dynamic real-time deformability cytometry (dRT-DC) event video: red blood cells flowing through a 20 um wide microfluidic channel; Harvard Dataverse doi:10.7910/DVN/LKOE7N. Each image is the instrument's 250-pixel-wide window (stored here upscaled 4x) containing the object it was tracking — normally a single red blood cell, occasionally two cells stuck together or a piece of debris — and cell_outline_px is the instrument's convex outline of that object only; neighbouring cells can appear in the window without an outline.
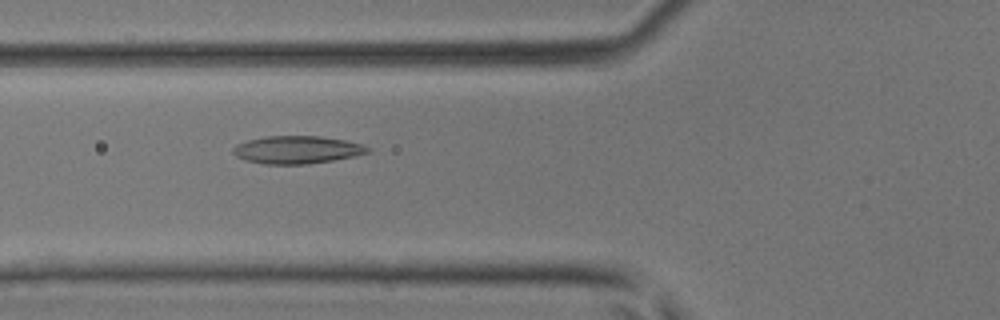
{"species": "common noctule bat (a hibernating species)", "species_latin": "Nyctalus noctula", "temperature_condition": "room temperature", "stored_images_in_passage": 47, "camera_frame_rate_fps": 3000, "um_per_image_px": 0.085, "animal": {"sex": "male", "body_mass_g": 17.9, "forearm_length_mm": 54.2}, "frame": {"image": 1, "passage_image": 18, "time_ms": 5.667, "image_size_px": [1000, 320], "cell_outline_px": [[372, 152], [332, 160], [304, 164], [264, 164], [244, 160], [236, 156], [232, 152], [232, 148], [236, 144], [248, 140], [264, 136], [320, 136], [344, 140], [360, 144], [372, 148]], "centroid_in_image_um": [25.22, 12.72], "position_along_channel_um": 100.6, "area_um2": 21.73}}
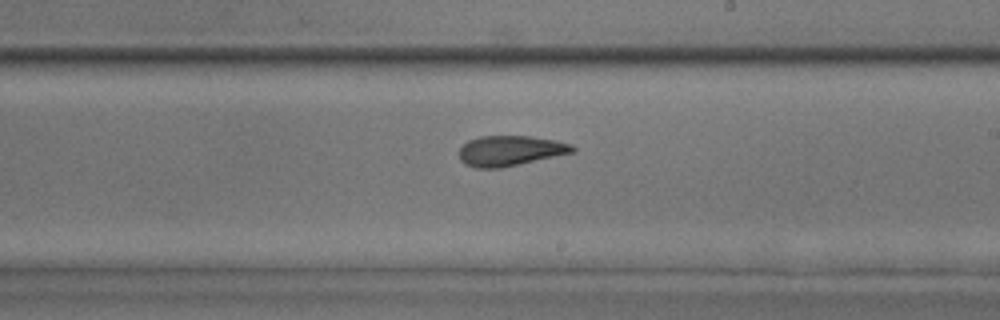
{"frame": {"image": 2, "passage_image": 28, "time_ms": 9.0, "image_size_px": [1000, 320], "cell_outline_px": [[576, 152], [520, 164], [500, 168], [476, 168], [464, 164], [460, 160], [460, 148], [468, 140], [480, 136], [532, 136], [556, 140], [572, 144], [576, 148]], "centroid_in_image_um": [43.4, 12.81], "position_along_channel_um": 245.6, "area_um2": 20.17}}
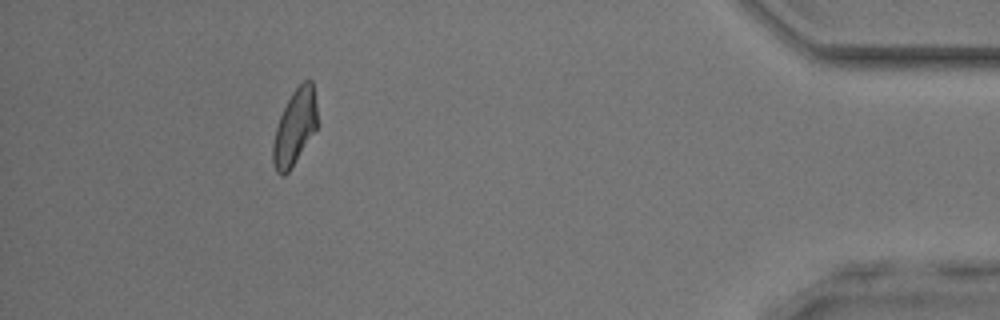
{"frame": {"image": 3, "passage_image": 43, "time_ms": 14.0, "image_size_px": [1000, 320], "cell_outline_px": [[316, 128], [288, 172], [284, 176], [280, 176], [276, 172], [272, 160], [272, 144], [276, 128], [280, 116], [292, 92], [304, 80], [312, 80], [316, 104]], "centroid_in_image_um": [25.02, 10.83], "position_along_channel_um": 410.2, "area_um2": 19.07}}